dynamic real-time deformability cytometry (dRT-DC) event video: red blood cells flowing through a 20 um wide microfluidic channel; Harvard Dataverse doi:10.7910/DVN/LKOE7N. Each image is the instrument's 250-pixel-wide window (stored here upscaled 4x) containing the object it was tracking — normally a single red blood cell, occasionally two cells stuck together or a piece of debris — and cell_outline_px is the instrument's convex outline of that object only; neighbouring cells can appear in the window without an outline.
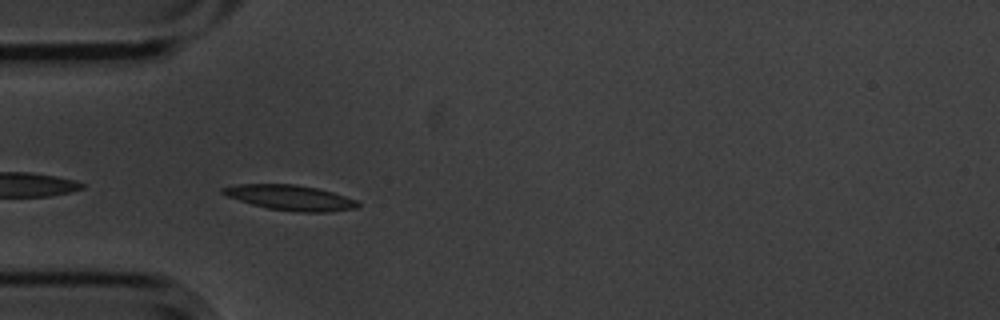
{"species": "common noctule bat (a hibernating species)", "species_latin": "Nyctalus noctula", "temperature_condition": "cold", "stored_images_in_passage": 4, "camera_frame_rate_fps": 3000, "um_per_image_px": 0.085, "animal": {"sex": "male", "body_mass_g": 20.1, "forearm_length_mm": 53.5}, "frame": {"image": 1, "passage_image": 3, "time_ms": 0.667, "image_size_px": [1000, 320], "cell_outline_px": [[360, 204], [356, 208], [324, 212], [300, 212], [268, 208], [252, 204], [228, 196], [220, 192], [220, 188], [236, 184], [296, 184], [316, 188], [332, 192], [356, 200]], "centroid_in_image_um": [24.65, 16.79], "position_along_channel_um": 60.4, "area_um2": 19.59}}